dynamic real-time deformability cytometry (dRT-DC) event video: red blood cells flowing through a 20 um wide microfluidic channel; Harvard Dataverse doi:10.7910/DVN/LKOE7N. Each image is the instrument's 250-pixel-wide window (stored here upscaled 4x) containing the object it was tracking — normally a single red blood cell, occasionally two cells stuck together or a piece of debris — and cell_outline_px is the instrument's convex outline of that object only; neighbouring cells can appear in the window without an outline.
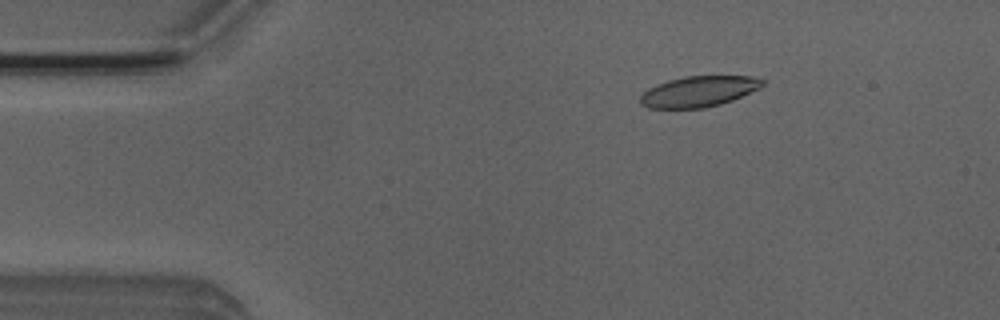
{"species": "Egyptian fruit bat (a non-hibernating species)", "species_latin": "Rousettus aegyptiacus", "temperature_condition": "room temperature", "stored_images_in_passage": 5, "camera_frame_rate_fps": 3000, "um_per_image_px": 0.085, "animal": {"sex": "male"}, "frame": {"image": 1, "passage_image": 3, "time_ms": 2.333, "image_size_px": [1000, 320], "cell_outline_px": [[764, 84], [760, 88], [732, 100], [720, 104], [704, 108], [648, 108], [640, 104], [640, 96], [648, 88], [656, 84], [668, 80], [684, 76], [752, 76], [764, 80]], "centroid_in_image_um": [59.37, 7.77], "position_along_channel_um": 25.6, "area_um2": 21.91}}
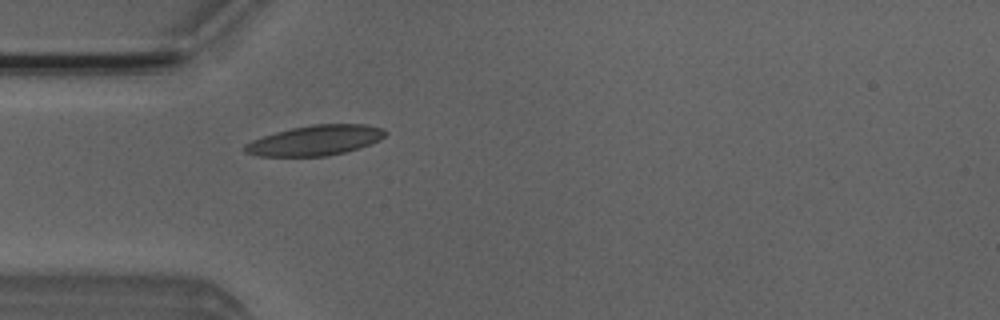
{"frame": {"image": 2, "passage_image": 5, "time_ms": 4.667, "image_size_px": [1000, 320], "cell_outline_px": [[388, 132], [380, 140], [360, 148], [328, 156], [256, 156], [244, 152], [244, 144], [252, 140], [276, 132], [292, 128], [312, 124], [368, 124], [384, 128]], "centroid_in_image_um": [26.82, 11.93], "position_along_channel_um": 58.2, "area_um2": 24.8}}